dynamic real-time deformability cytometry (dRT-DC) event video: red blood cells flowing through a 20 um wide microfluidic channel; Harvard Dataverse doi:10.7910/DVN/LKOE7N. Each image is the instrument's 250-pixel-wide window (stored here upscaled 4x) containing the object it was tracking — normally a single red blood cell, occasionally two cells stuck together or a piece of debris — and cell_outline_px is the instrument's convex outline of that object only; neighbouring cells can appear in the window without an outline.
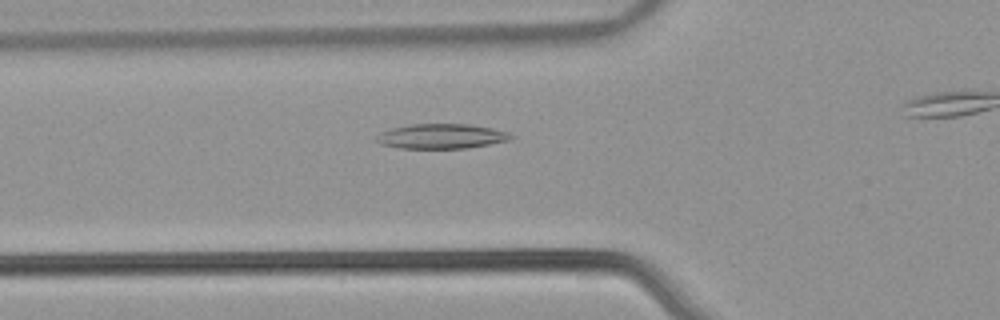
{"species": "common noctule bat (a hibernating species)", "species_latin": "Nyctalus noctula", "temperature_condition": "warm", "stored_images_in_passage": 33, "camera_frame_rate_fps": 3000, "um_per_image_px": 0.085, "animal": {"sex": "male", "body_mass_g": 21.5, "forearm_length_mm": 52.0}, "frame": {"image": 1, "passage_image": 7, "time_ms": 2.0, "image_size_px": [1000, 320], "cell_outline_px": [[516, 136], [508, 140], [488, 144], [464, 148], [400, 148], [380, 144], [376, 140], [376, 136], [380, 132], [392, 128], [412, 124], [468, 124], [492, 128], [508, 132]], "centroid_in_image_um": [37.51, 11.58], "position_along_channel_um": 88.3, "area_um2": 19.31}}
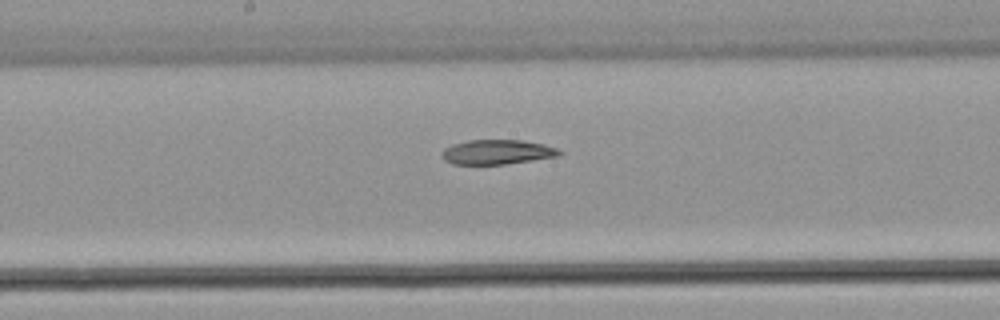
{"frame": {"image": 2, "passage_image": 16, "time_ms": 5.0, "image_size_px": [1000, 320], "cell_outline_px": [[564, 152], [556, 156], [532, 160], [504, 164], [452, 164], [444, 160], [440, 152], [444, 148], [452, 144], [468, 140], [524, 140], [544, 144], [556, 148]], "centroid_in_image_um": [42.22, 12.91], "position_along_channel_um": 206.0, "area_um2": 16.88}}
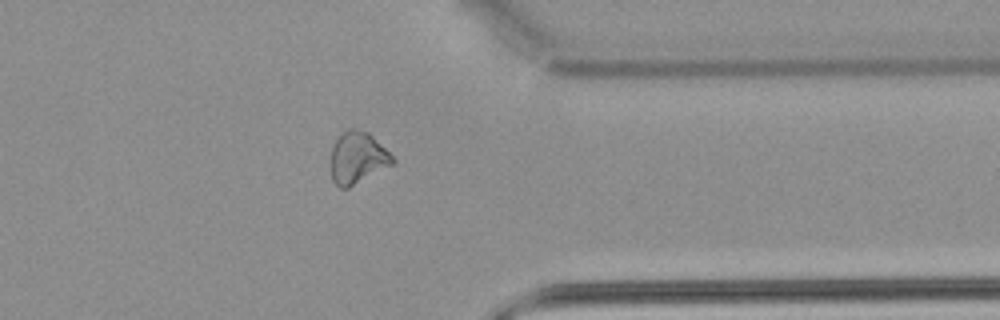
{"frame": {"image": 3, "passage_image": 30, "time_ms": 9.667, "image_size_px": [1000, 320], "cell_outline_px": [[396, 164], [348, 188], [340, 188], [332, 180], [332, 144], [348, 128], [356, 128], [368, 132], [396, 160]], "centroid_in_image_um": [30.42, 13.43], "position_along_channel_um": 381.0, "area_um2": 18.61}}